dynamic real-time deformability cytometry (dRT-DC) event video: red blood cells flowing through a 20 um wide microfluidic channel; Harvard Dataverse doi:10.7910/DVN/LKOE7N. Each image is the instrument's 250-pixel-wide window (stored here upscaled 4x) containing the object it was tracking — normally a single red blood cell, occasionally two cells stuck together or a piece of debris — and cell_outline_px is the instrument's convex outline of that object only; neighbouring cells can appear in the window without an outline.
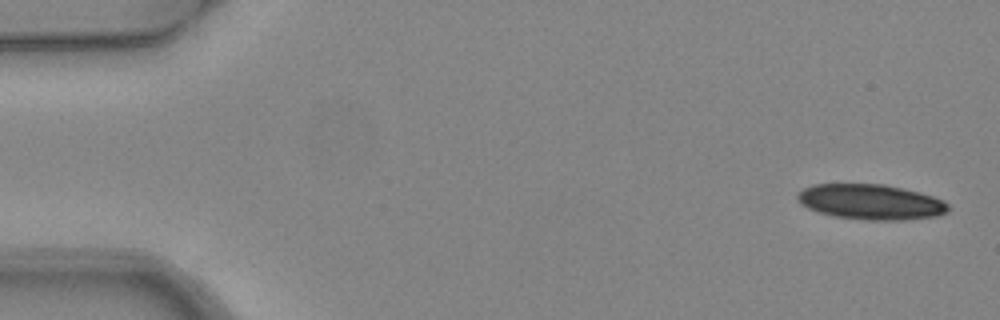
{"species": "common noctule bat (a hibernating species)", "species_latin": "Nyctalus noctula", "temperature_condition": "warm", "stored_images_in_passage": 6, "segment_of_instrument_passage": [1, 2], "camera_frame_rate_fps": 3000, "um_per_image_px": 0.085, "animal": {"sex": "female", "body_mass_g": 24.6, "forearm_length_mm": 56.2}, "frame": {"image": 1, "passage_image": 1, "time_ms": 0.0, "image_size_px": [1000, 320], "cell_outline_px": [[948, 212], [936, 216], [904, 220], [868, 220], [836, 216], [820, 212], [808, 208], [800, 204], [796, 200], [796, 196], [804, 188], [812, 184], [884, 184], [920, 192], [944, 200], [948, 204]], "centroid_in_image_um": [74.02, 17.16], "position_along_channel_um": 11.0, "area_um2": 30.98}}